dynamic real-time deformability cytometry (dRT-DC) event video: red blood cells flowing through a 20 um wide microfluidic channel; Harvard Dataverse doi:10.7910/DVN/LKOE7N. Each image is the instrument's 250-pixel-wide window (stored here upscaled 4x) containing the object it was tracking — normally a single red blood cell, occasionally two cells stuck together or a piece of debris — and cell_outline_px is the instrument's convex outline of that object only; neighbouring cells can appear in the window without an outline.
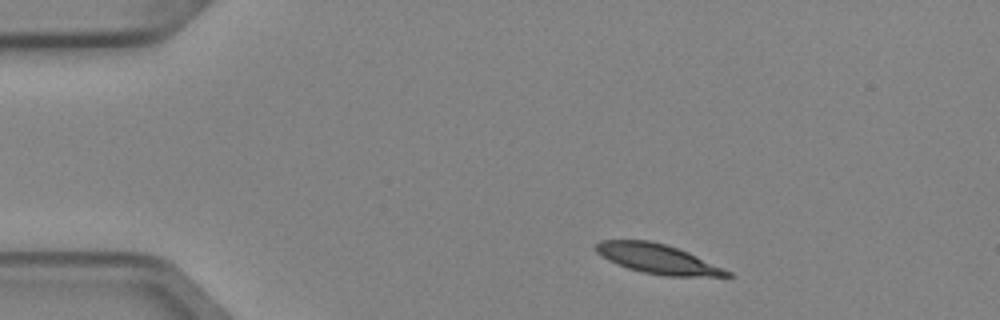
{"species": "Egyptian fruit bat (a non-hibernating species)", "species_latin": "Rousettus aegyptiacus", "temperature_condition": "cold", "stored_images_in_passage": 5, "camera_frame_rate_fps": 3000, "um_per_image_px": 0.085, "animal": {"sex": "female"}, "frame": {"image": 1, "passage_image": 1, "time_ms": 0.0, "image_size_px": [1000, 320], "cell_outline_px": [[736, 276], [668, 276], [644, 272], [628, 268], [608, 260], [596, 252], [596, 244], [600, 240], [648, 240], [664, 244], [688, 252], [732, 272]], "centroid_in_image_um": [55.9, 22.0], "position_along_channel_um": 29.1, "area_um2": 22.25}}
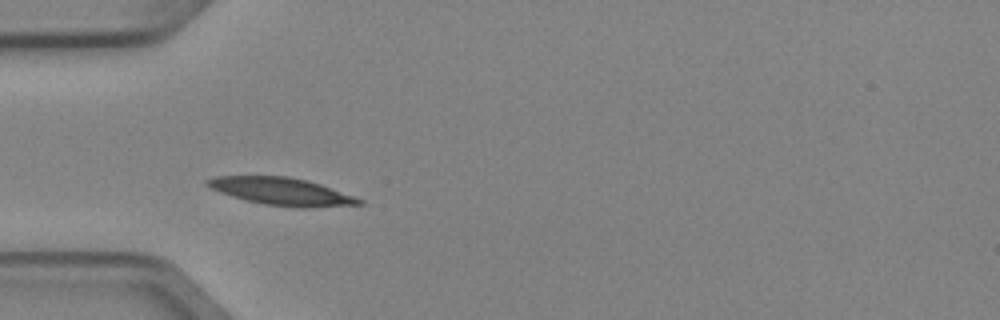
{"frame": {"image": 2, "passage_image": 3, "time_ms": 0.667, "image_size_px": [1000, 320], "cell_outline_px": [[364, 204], [308, 208], [296, 208], [264, 204], [232, 196], [220, 192], [204, 184], [204, 180], [216, 176], [288, 176], [308, 180], [320, 184], [364, 200]], "centroid_in_image_um": [23.94, 16.27], "position_along_channel_um": 61.1, "area_um2": 24.28}}
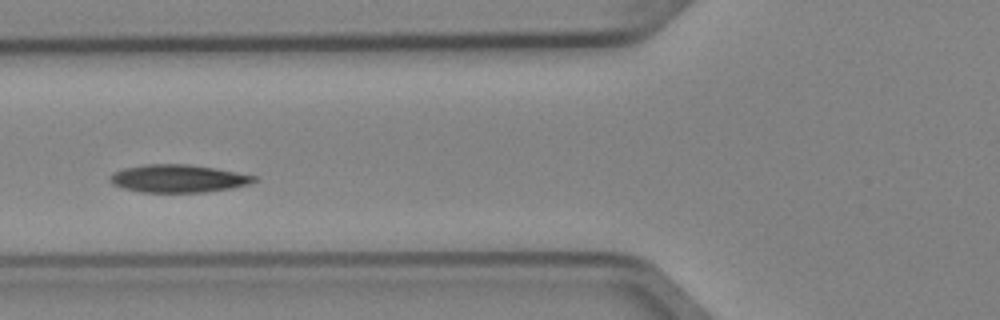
{"frame": {"image": 3, "passage_image": 4, "time_ms": 1.0, "image_size_px": [1000, 320], "cell_outline_px": [[260, 180], [248, 184], [232, 188], [204, 192], [140, 192], [124, 188], [112, 184], [108, 180], [108, 176], [112, 172], [124, 168], [148, 164], [188, 164], [216, 168], [256, 176]], "centroid_in_image_um": [15.13, 15.17], "position_along_channel_um": 110.7, "area_um2": 23.47}}